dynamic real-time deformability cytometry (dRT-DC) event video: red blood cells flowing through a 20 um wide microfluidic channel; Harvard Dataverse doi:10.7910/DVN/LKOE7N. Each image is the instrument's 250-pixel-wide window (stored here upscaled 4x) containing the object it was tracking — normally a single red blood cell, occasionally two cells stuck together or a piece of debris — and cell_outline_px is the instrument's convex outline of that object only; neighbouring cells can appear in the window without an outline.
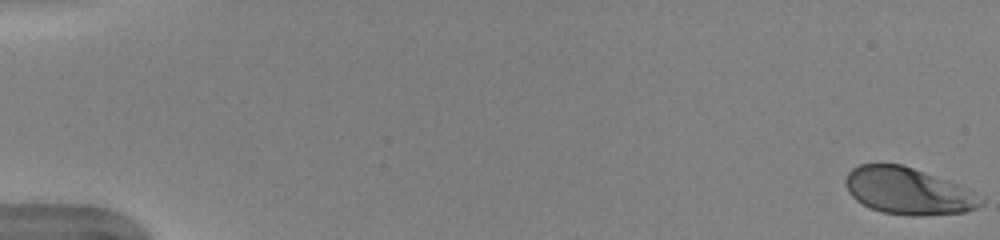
{"species": "human", "species_latin": "Homo sapiens", "temperature_condition": "warm", "stored_images_in_passage": 47, "camera_frame_rate_fps": 3000, "um_per_image_px": 0.085, "donor": {"sex": "female"}, "frame": {"image": 1, "passage_image": 1, "time_ms": 0.0, "image_size_px": [1000, 240], "cell_outline_px": [[984, 204], [976, 208], [964, 212], [916, 216], [912, 216], [880, 212], [856, 200], [848, 192], [844, 184], [844, 180], [848, 172], [852, 168], [860, 164], [900, 164], [924, 172], [956, 184], [964, 188], [984, 200]], "centroid_in_image_um": [77.12, 16.24], "position_along_channel_um": 7.9, "area_um2": 36.47}}
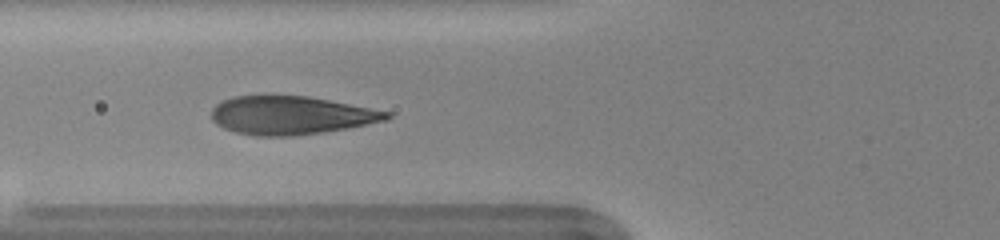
{"frame": {"image": 2, "passage_image": 21, "time_ms": 6.667, "image_size_px": [1000, 240], "cell_outline_px": [[392, 116], [388, 120], [348, 128], [324, 132], [292, 136], [256, 136], [236, 132], [224, 128], [216, 124], [212, 120], [212, 108], [216, 104], [232, 96], [308, 96], [392, 112]], "centroid_in_image_um": [24.75, 9.81], "position_along_channel_um": 101.1, "area_um2": 39.13}}
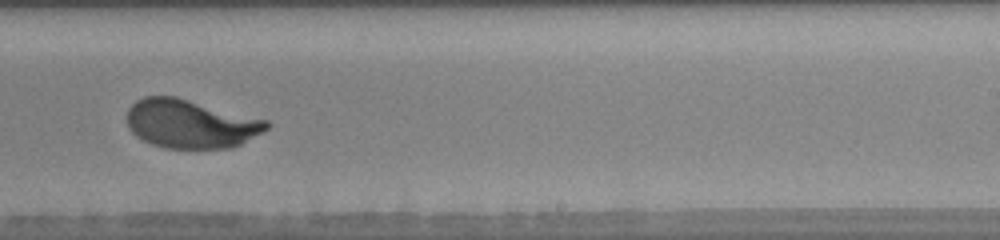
{"frame": {"image": 3, "passage_image": 34, "time_ms": 11.0, "image_size_px": [1000, 240], "cell_outline_px": [[272, 124], [264, 132], [240, 144], [228, 148], [164, 148], [152, 144], [136, 136], [128, 128], [128, 108], [136, 100], [144, 96], [176, 96], [268, 120]], "centroid_in_image_um": [16.21, 10.51], "position_along_channel_um": 272.8, "area_um2": 39.71}, "authors_computed_cell_mechanics": {"area_um2": 39.7086, "velocity_mm_per_s": 3.9677, "shape_relaxation_time_tau1_ms": 2.3952, "shape_relaxation_time_tau2_ms": null, "deformation_change_tau1": 0.1564, "deformation_change_tau2": null}}